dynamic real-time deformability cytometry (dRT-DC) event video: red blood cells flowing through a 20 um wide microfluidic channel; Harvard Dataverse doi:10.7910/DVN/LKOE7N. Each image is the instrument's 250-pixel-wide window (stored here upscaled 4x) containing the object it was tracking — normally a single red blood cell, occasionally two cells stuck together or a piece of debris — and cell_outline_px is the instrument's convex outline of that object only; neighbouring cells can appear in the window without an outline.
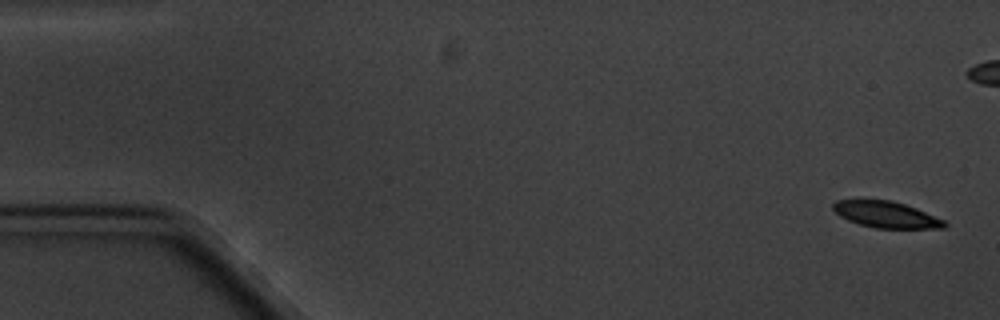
{"species": "common noctule bat (a hibernating species)", "species_latin": "Nyctalus noctula", "temperature_condition": "cold", "stored_images_in_passage": 12, "camera_frame_rate_fps": 3000, "um_per_image_px": 0.085, "animal": {"sex": "male", "body_mass_g": 20.1, "forearm_length_mm": 53.5}, "frame": {"image": 1, "passage_image": 1, "time_ms": 0.0, "image_size_px": [1000, 320], "cell_outline_px": [[948, 224], [944, 228], [876, 228], [860, 224], [848, 220], [840, 216], [832, 208], [832, 204], [836, 200], [860, 196], [892, 200], [916, 208], [944, 220]], "centroid_in_image_um": [75.23, 18.17], "position_along_channel_um": 9.8, "area_um2": 17.74}}
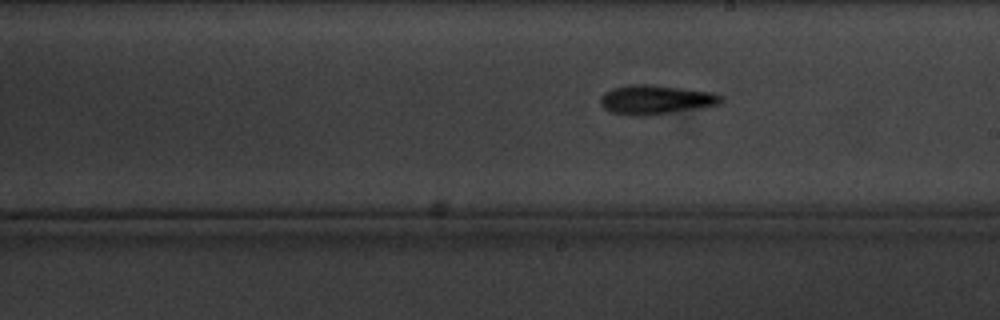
{"frame": {"image": 2, "passage_image": 12, "time_ms": 12.333, "image_size_px": [1000, 320], "cell_outline_px": [[724, 100], [716, 104], [648, 116], [632, 116], [612, 112], [604, 108], [600, 104], [600, 96], [604, 92], [612, 88], [632, 84], [652, 84], [712, 92], [724, 96]], "centroid_in_image_um": [55.68, 8.46], "position_along_channel_um": 233.3, "area_um2": 20.46}}